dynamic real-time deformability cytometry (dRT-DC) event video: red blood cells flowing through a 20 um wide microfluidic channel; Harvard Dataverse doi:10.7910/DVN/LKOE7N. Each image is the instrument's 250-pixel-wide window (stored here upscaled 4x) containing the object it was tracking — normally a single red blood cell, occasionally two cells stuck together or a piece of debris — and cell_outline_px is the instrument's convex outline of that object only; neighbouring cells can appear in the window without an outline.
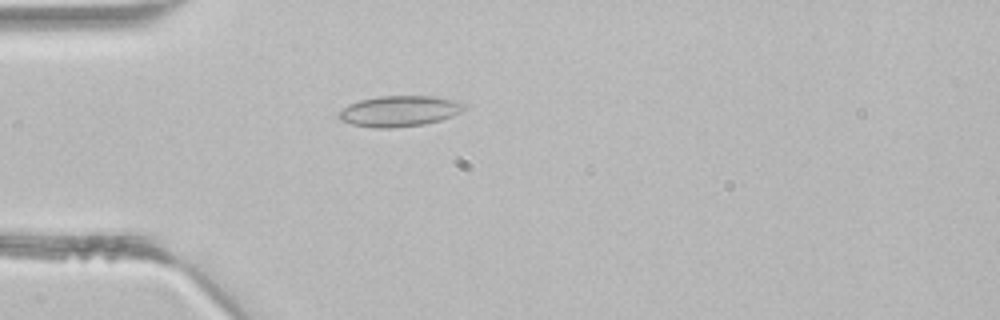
{"species": "common noctule bat (a hibernating species)", "species_latin": "Nyctalus noctula", "temperature_condition": "room temperature", "stored_images_in_passage": 43, "segment_of_instrument_passage": [1, 2], "camera_frame_rate_fps": 3000, "um_per_image_px": 0.085, "animal": {"sex": "male", "body_mass_g": 21.5, "forearm_length_mm": 52.0}, "frame": {"image": 1, "passage_image": 12, "time_ms": 3.667, "image_size_px": [1000, 320], "cell_outline_px": [[464, 108], [460, 112], [452, 116], [440, 120], [424, 124], [392, 128], [372, 128], [352, 124], [340, 120], [336, 116], [348, 104], [360, 100], [380, 96], [432, 96], [460, 100], [464, 104]], "centroid_in_image_um": [33.95, 9.44], "position_along_channel_um": 51.1, "area_um2": 22.54}}
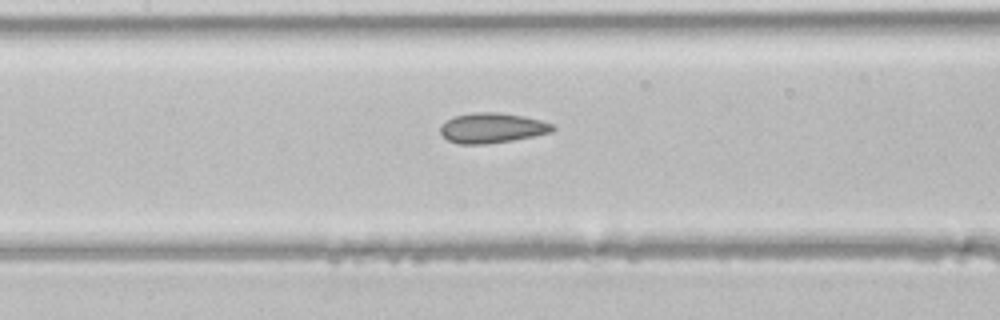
{"frame": {"image": 2, "passage_image": 20, "time_ms": 6.333, "image_size_px": [1000, 320], "cell_outline_px": [[556, 128], [552, 132], [512, 140], [484, 144], [460, 144], [448, 140], [440, 132], [440, 124], [452, 116], [472, 112], [496, 112], [524, 116], [540, 120], [552, 124]], "centroid_in_image_um": [41.79, 10.86], "position_along_channel_um": 165.6, "area_um2": 19.71}}
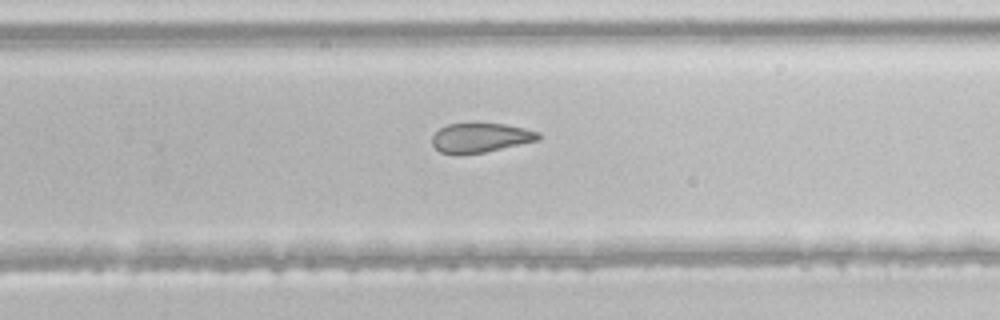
{"frame": {"image": 3, "passage_image": 28, "time_ms": 9.0, "image_size_px": [1000, 320], "cell_outline_px": [[540, 140], [484, 152], [440, 152], [432, 144], [432, 136], [440, 128], [448, 124], [504, 124], [524, 128], [540, 132]], "centroid_in_image_um": [40.89, 11.68], "position_along_channel_um": 288.9, "area_um2": 17.63}}